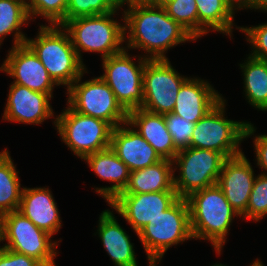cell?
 <instances>
[{
	"mask_svg": "<svg viewBox=\"0 0 267 266\" xmlns=\"http://www.w3.org/2000/svg\"><path fill=\"white\" fill-rule=\"evenodd\" d=\"M123 7V5L125 6V4L127 3H131V2H144L146 0H117Z\"/></svg>",
	"mask_w": 267,
	"mask_h": 266,
	"instance_id": "obj_40",
	"label": "cell"
},
{
	"mask_svg": "<svg viewBox=\"0 0 267 266\" xmlns=\"http://www.w3.org/2000/svg\"><path fill=\"white\" fill-rule=\"evenodd\" d=\"M261 262V260L260 259H255V260H253V262L250 264V266H257L259 263ZM211 266H228V265H224V264H222V263H217L216 262V264L214 263L213 265H211Z\"/></svg>",
	"mask_w": 267,
	"mask_h": 266,
	"instance_id": "obj_39",
	"label": "cell"
},
{
	"mask_svg": "<svg viewBox=\"0 0 267 266\" xmlns=\"http://www.w3.org/2000/svg\"><path fill=\"white\" fill-rule=\"evenodd\" d=\"M0 71L12 77V83L26 86L33 91L47 93L51 97H53L54 87L58 86L26 43L8 50Z\"/></svg>",
	"mask_w": 267,
	"mask_h": 266,
	"instance_id": "obj_14",
	"label": "cell"
},
{
	"mask_svg": "<svg viewBox=\"0 0 267 266\" xmlns=\"http://www.w3.org/2000/svg\"><path fill=\"white\" fill-rule=\"evenodd\" d=\"M199 19V38L210 31L229 36L232 39L235 13L225 0H195Z\"/></svg>",
	"mask_w": 267,
	"mask_h": 266,
	"instance_id": "obj_24",
	"label": "cell"
},
{
	"mask_svg": "<svg viewBox=\"0 0 267 266\" xmlns=\"http://www.w3.org/2000/svg\"><path fill=\"white\" fill-rule=\"evenodd\" d=\"M0 266H44L38 260L0 246Z\"/></svg>",
	"mask_w": 267,
	"mask_h": 266,
	"instance_id": "obj_35",
	"label": "cell"
},
{
	"mask_svg": "<svg viewBox=\"0 0 267 266\" xmlns=\"http://www.w3.org/2000/svg\"><path fill=\"white\" fill-rule=\"evenodd\" d=\"M188 78L179 74L169 59L147 60L141 108L162 115L172 113L181 85Z\"/></svg>",
	"mask_w": 267,
	"mask_h": 266,
	"instance_id": "obj_12",
	"label": "cell"
},
{
	"mask_svg": "<svg viewBox=\"0 0 267 266\" xmlns=\"http://www.w3.org/2000/svg\"><path fill=\"white\" fill-rule=\"evenodd\" d=\"M0 242L2 243V215H0Z\"/></svg>",
	"mask_w": 267,
	"mask_h": 266,
	"instance_id": "obj_41",
	"label": "cell"
},
{
	"mask_svg": "<svg viewBox=\"0 0 267 266\" xmlns=\"http://www.w3.org/2000/svg\"><path fill=\"white\" fill-rule=\"evenodd\" d=\"M12 160L8 148L0 152V215L16 211L20 205L23 187Z\"/></svg>",
	"mask_w": 267,
	"mask_h": 266,
	"instance_id": "obj_26",
	"label": "cell"
},
{
	"mask_svg": "<svg viewBox=\"0 0 267 266\" xmlns=\"http://www.w3.org/2000/svg\"><path fill=\"white\" fill-rule=\"evenodd\" d=\"M30 21L42 17L48 25L66 23V9L68 0H25Z\"/></svg>",
	"mask_w": 267,
	"mask_h": 266,
	"instance_id": "obj_28",
	"label": "cell"
},
{
	"mask_svg": "<svg viewBox=\"0 0 267 266\" xmlns=\"http://www.w3.org/2000/svg\"><path fill=\"white\" fill-rule=\"evenodd\" d=\"M256 133V127L251 122H247L246 128H245V139L250 138L252 135L253 141V147H254V154L256 156V166L259 167V169H262V174L267 175V135L266 134H259L254 135Z\"/></svg>",
	"mask_w": 267,
	"mask_h": 266,
	"instance_id": "obj_34",
	"label": "cell"
},
{
	"mask_svg": "<svg viewBox=\"0 0 267 266\" xmlns=\"http://www.w3.org/2000/svg\"><path fill=\"white\" fill-rule=\"evenodd\" d=\"M226 99H222L195 125L189 147L213 150L231 158L243 153L240 148L245 140L248 121H235L225 117Z\"/></svg>",
	"mask_w": 267,
	"mask_h": 266,
	"instance_id": "obj_7",
	"label": "cell"
},
{
	"mask_svg": "<svg viewBox=\"0 0 267 266\" xmlns=\"http://www.w3.org/2000/svg\"><path fill=\"white\" fill-rule=\"evenodd\" d=\"M87 70L67 89V103L74 111L108 122L113 128L128 121V112L100 77L82 82Z\"/></svg>",
	"mask_w": 267,
	"mask_h": 266,
	"instance_id": "obj_10",
	"label": "cell"
},
{
	"mask_svg": "<svg viewBox=\"0 0 267 266\" xmlns=\"http://www.w3.org/2000/svg\"><path fill=\"white\" fill-rule=\"evenodd\" d=\"M125 5L127 9H122L125 49L142 50L145 52L141 55L143 58L159 60L168 59L165 54L170 48L197 41L167 14L164 7L152 6L145 1Z\"/></svg>",
	"mask_w": 267,
	"mask_h": 266,
	"instance_id": "obj_1",
	"label": "cell"
},
{
	"mask_svg": "<svg viewBox=\"0 0 267 266\" xmlns=\"http://www.w3.org/2000/svg\"><path fill=\"white\" fill-rule=\"evenodd\" d=\"M226 159L222 153L213 150L180 149L172 160L173 184L178 197L186 198L195 191L217 184ZM176 170L179 175L175 174Z\"/></svg>",
	"mask_w": 267,
	"mask_h": 266,
	"instance_id": "obj_8",
	"label": "cell"
},
{
	"mask_svg": "<svg viewBox=\"0 0 267 266\" xmlns=\"http://www.w3.org/2000/svg\"><path fill=\"white\" fill-rule=\"evenodd\" d=\"M257 266H265L262 261Z\"/></svg>",
	"mask_w": 267,
	"mask_h": 266,
	"instance_id": "obj_42",
	"label": "cell"
},
{
	"mask_svg": "<svg viewBox=\"0 0 267 266\" xmlns=\"http://www.w3.org/2000/svg\"><path fill=\"white\" fill-rule=\"evenodd\" d=\"M186 200L193 238L209 241L220 256L234 217L241 219V216L217 184L191 193Z\"/></svg>",
	"mask_w": 267,
	"mask_h": 266,
	"instance_id": "obj_2",
	"label": "cell"
},
{
	"mask_svg": "<svg viewBox=\"0 0 267 266\" xmlns=\"http://www.w3.org/2000/svg\"><path fill=\"white\" fill-rule=\"evenodd\" d=\"M254 169L244 152L224 161L217 185L230 205L242 216L246 212L253 183Z\"/></svg>",
	"mask_w": 267,
	"mask_h": 266,
	"instance_id": "obj_16",
	"label": "cell"
},
{
	"mask_svg": "<svg viewBox=\"0 0 267 266\" xmlns=\"http://www.w3.org/2000/svg\"><path fill=\"white\" fill-rule=\"evenodd\" d=\"M83 160L100 179L113 183L110 186L94 187L107 204L127 186L130 171L110 147L88 155Z\"/></svg>",
	"mask_w": 267,
	"mask_h": 266,
	"instance_id": "obj_22",
	"label": "cell"
},
{
	"mask_svg": "<svg viewBox=\"0 0 267 266\" xmlns=\"http://www.w3.org/2000/svg\"><path fill=\"white\" fill-rule=\"evenodd\" d=\"M7 97L2 115L4 121L39 125L46 119L55 117L50 103L52 97L47 93L11 82Z\"/></svg>",
	"mask_w": 267,
	"mask_h": 266,
	"instance_id": "obj_15",
	"label": "cell"
},
{
	"mask_svg": "<svg viewBox=\"0 0 267 266\" xmlns=\"http://www.w3.org/2000/svg\"><path fill=\"white\" fill-rule=\"evenodd\" d=\"M18 211L51 236L62 227L59 209L48 187H23Z\"/></svg>",
	"mask_w": 267,
	"mask_h": 266,
	"instance_id": "obj_19",
	"label": "cell"
},
{
	"mask_svg": "<svg viewBox=\"0 0 267 266\" xmlns=\"http://www.w3.org/2000/svg\"><path fill=\"white\" fill-rule=\"evenodd\" d=\"M265 216H267V175L260 173L255 178L246 212L241 218L260 222Z\"/></svg>",
	"mask_w": 267,
	"mask_h": 266,
	"instance_id": "obj_31",
	"label": "cell"
},
{
	"mask_svg": "<svg viewBox=\"0 0 267 266\" xmlns=\"http://www.w3.org/2000/svg\"><path fill=\"white\" fill-rule=\"evenodd\" d=\"M29 20L25 0H0V46L9 34L14 36L12 47L24 44L27 34L21 27L29 25Z\"/></svg>",
	"mask_w": 267,
	"mask_h": 266,
	"instance_id": "obj_27",
	"label": "cell"
},
{
	"mask_svg": "<svg viewBox=\"0 0 267 266\" xmlns=\"http://www.w3.org/2000/svg\"><path fill=\"white\" fill-rule=\"evenodd\" d=\"M18 210L2 215V247L32 257L44 266H56L60 240H53Z\"/></svg>",
	"mask_w": 267,
	"mask_h": 266,
	"instance_id": "obj_9",
	"label": "cell"
},
{
	"mask_svg": "<svg viewBox=\"0 0 267 266\" xmlns=\"http://www.w3.org/2000/svg\"><path fill=\"white\" fill-rule=\"evenodd\" d=\"M235 28L245 33L246 41L252 48L249 55L257 59L267 60V23L250 27L236 26Z\"/></svg>",
	"mask_w": 267,
	"mask_h": 266,
	"instance_id": "obj_32",
	"label": "cell"
},
{
	"mask_svg": "<svg viewBox=\"0 0 267 266\" xmlns=\"http://www.w3.org/2000/svg\"><path fill=\"white\" fill-rule=\"evenodd\" d=\"M110 148L127 165L130 172L162 160L155 149L128 122L113 128Z\"/></svg>",
	"mask_w": 267,
	"mask_h": 266,
	"instance_id": "obj_18",
	"label": "cell"
},
{
	"mask_svg": "<svg viewBox=\"0 0 267 266\" xmlns=\"http://www.w3.org/2000/svg\"><path fill=\"white\" fill-rule=\"evenodd\" d=\"M164 8L174 21L196 40L199 39V19L195 0H172Z\"/></svg>",
	"mask_w": 267,
	"mask_h": 266,
	"instance_id": "obj_29",
	"label": "cell"
},
{
	"mask_svg": "<svg viewBox=\"0 0 267 266\" xmlns=\"http://www.w3.org/2000/svg\"><path fill=\"white\" fill-rule=\"evenodd\" d=\"M137 57L124 49L101 60L104 73L100 77L127 112L141 108L143 103V73L148 59ZM132 58L137 59V64Z\"/></svg>",
	"mask_w": 267,
	"mask_h": 266,
	"instance_id": "obj_11",
	"label": "cell"
},
{
	"mask_svg": "<svg viewBox=\"0 0 267 266\" xmlns=\"http://www.w3.org/2000/svg\"><path fill=\"white\" fill-rule=\"evenodd\" d=\"M116 219L113 210L102 211L96 234L115 266H138L134 243Z\"/></svg>",
	"mask_w": 267,
	"mask_h": 266,
	"instance_id": "obj_20",
	"label": "cell"
},
{
	"mask_svg": "<svg viewBox=\"0 0 267 266\" xmlns=\"http://www.w3.org/2000/svg\"><path fill=\"white\" fill-rule=\"evenodd\" d=\"M178 198L176 191L118 194L108 205L138 234L150 220L162 214Z\"/></svg>",
	"mask_w": 267,
	"mask_h": 266,
	"instance_id": "obj_13",
	"label": "cell"
},
{
	"mask_svg": "<svg viewBox=\"0 0 267 266\" xmlns=\"http://www.w3.org/2000/svg\"><path fill=\"white\" fill-rule=\"evenodd\" d=\"M166 120V126L172 135L173 142L180 150L182 148L189 147L194 123L186 121L181 116L174 113H167L164 115Z\"/></svg>",
	"mask_w": 267,
	"mask_h": 266,
	"instance_id": "obj_33",
	"label": "cell"
},
{
	"mask_svg": "<svg viewBox=\"0 0 267 266\" xmlns=\"http://www.w3.org/2000/svg\"><path fill=\"white\" fill-rule=\"evenodd\" d=\"M121 9L122 5L117 0H68L66 22L77 17L103 15Z\"/></svg>",
	"mask_w": 267,
	"mask_h": 266,
	"instance_id": "obj_30",
	"label": "cell"
},
{
	"mask_svg": "<svg viewBox=\"0 0 267 266\" xmlns=\"http://www.w3.org/2000/svg\"><path fill=\"white\" fill-rule=\"evenodd\" d=\"M119 12L83 16L68 20L63 27L70 35L72 45L83 62L82 53L94 52L105 59L125 49L124 15L118 22L114 16ZM115 19V20H114Z\"/></svg>",
	"mask_w": 267,
	"mask_h": 266,
	"instance_id": "obj_5",
	"label": "cell"
},
{
	"mask_svg": "<svg viewBox=\"0 0 267 266\" xmlns=\"http://www.w3.org/2000/svg\"><path fill=\"white\" fill-rule=\"evenodd\" d=\"M61 141L80 159L110 147L113 127L106 121L66 109L53 118Z\"/></svg>",
	"mask_w": 267,
	"mask_h": 266,
	"instance_id": "obj_6",
	"label": "cell"
},
{
	"mask_svg": "<svg viewBox=\"0 0 267 266\" xmlns=\"http://www.w3.org/2000/svg\"><path fill=\"white\" fill-rule=\"evenodd\" d=\"M127 122L138 131L162 159L172 161L179 152L167 129L164 115L138 108L128 112Z\"/></svg>",
	"mask_w": 267,
	"mask_h": 266,
	"instance_id": "obj_21",
	"label": "cell"
},
{
	"mask_svg": "<svg viewBox=\"0 0 267 266\" xmlns=\"http://www.w3.org/2000/svg\"><path fill=\"white\" fill-rule=\"evenodd\" d=\"M234 13L241 9L252 10L256 0H225Z\"/></svg>",
	"mask_w": 267,
	"mask_h": 266,
	"instance_id": "obj_36",
	"label": "cell"
},
{
	"mask_svg": "<svg viewBox=\"0 0 267 266\" xmlns=\"http://www.w3.org/2000/svg\"><path fill=\"white\" fill-rule=\"evenodd\" d=\"M149 266H158L172 246L194 239L186 198H178L159 216L150 220L137 234Z\"/></svg>",
	"mask_w": 267,
	"mask_h": 266,
	"instance_id": "obj_4",
	"label": "cell"
},
{
	"mask_svg": "<svg viewBox=\"0 0 267 266\" xmlns=\"http://www.w3.org/2000/svg\"><path fill=\"white\" fill-rule=\"evenodd\" d=\"M176 191L173 184V163L162 159L146 168L131 171L127 186L119 194Z\"/></svg>",
	"mask_w": 267,
	"mask_h": 266,
	"instance_id": "obj_23",
	"label": "cell"
},
{
	"mask_svg": "<svg viewBox=\"0 0 267 266\" xmlns=\"http://www.w3.org/2000/svg\"><path fill=\"white\" fill-rule=\"evenodd\" d=\"M252 9L267 13V0H256Z\"/></svg>",
	"mask_w": 267,
	"mask_h": 266,
	"instance_id": "obj_37",
	"label": "cell"
},
{
	"mask_svg": "<svg viewBox=\"0 0 267 266\" xmlns=\"http://www.w3.org/2000/svg\"><path fill=\"white\" fill-rule=\"evenodd\" d=\"M240 63L243 87L247 102L258 111H267V60L257 59L248 54Z\"/></svg>",
	"mask_w": 267,
	"mask_h": 266,
	"instance_id": "obj_25",
	"label": "cell"
},
{
	"mask_svg": "<svg viewBox=\"0 0 267 266\" xmlns=\"http://www.w3.org/2000/svg\"><path fill=\"white\" fill-rule=\"evenodd\" d=\"M35 38L26 44L37 55L49 76L66 90L86 71L67 30L59 24L40 25Z\"/></svg>",
	"mask_w": 267,
	"mask_h": 266,
	"instance_id": "obj_3",
	"label": "cell"
},
{
	"mask_svg": "<svg viewBox=\"0 0 267 266\" xmlns=\"http://www.w3.org/2000/svg\"><path fill=\"white\" fill-rule=\"evenodd\" d=\"M223 98L207 80L189 77L181 85L172 113L196 124Z\"/></svg>",
	"mask_w": 267,
	"mask_h": 266,
	"instance_id": "obj_17",
	"label": "cell"
},
{
	"mask_svg": "<svg viewBox=\"0 0 267 266\" xmlns=\"http://www.w3.org/2000/svg\"><path fill=\"white\" fill-rule=\"evenodd\" d=\"M170 1H172V0H146L145 2L152 5V6L164 7Z\"/></svg>",
	"mask_w": 267,
	"mask_h": 266,
	"instance_id": "obj_38",
	"label": "cell"
}]
</instances>
